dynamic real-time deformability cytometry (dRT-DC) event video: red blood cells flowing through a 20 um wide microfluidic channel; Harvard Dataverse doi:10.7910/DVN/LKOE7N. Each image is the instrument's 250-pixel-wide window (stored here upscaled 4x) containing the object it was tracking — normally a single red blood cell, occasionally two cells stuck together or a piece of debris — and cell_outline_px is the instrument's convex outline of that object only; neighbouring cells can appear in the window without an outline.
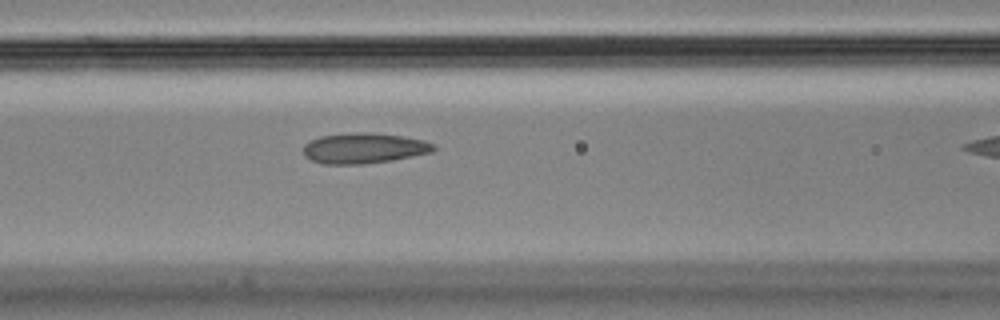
{"species": "Egyptian fruit bat (a non-hibernating species)", "species_latin": "Rousettus aegyptiacus", "temperature_condition": "cold", "stored_images_in_passage": 7, "camera_frame_rate_fps": 3000, "um_per_image_px": 0.085, "animal": {"sex": "male"}, "frame": {"image": 1, "passage_image": 6, "time_ms": 1.667, "image_size_px": [1000, 320], "cell_outline_px": [[436, 148], [432, 152], [392, 160], [364, 164], [324, 164], [312, 160], [304, 156], [304, 144], [320, 136], [356, 132], [368, 132], [404, 136], [424, 140], [432, 144]], "centroid_in_image_um": [30.93, 12.59], "position_along_channel_um": 135.7, "area_um2": 23.06}}